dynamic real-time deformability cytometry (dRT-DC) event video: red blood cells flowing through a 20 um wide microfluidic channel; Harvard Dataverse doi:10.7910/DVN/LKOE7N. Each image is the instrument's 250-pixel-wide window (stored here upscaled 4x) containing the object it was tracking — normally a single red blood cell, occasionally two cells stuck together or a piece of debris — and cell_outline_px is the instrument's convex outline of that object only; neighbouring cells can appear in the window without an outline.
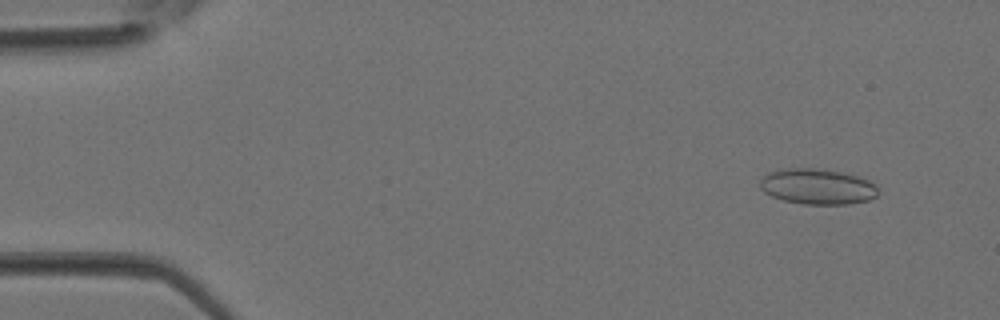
{"species": "Egyptian fruit bat (a non-hibernating species)", "species_latin": "Rousettus aegyptiacus", "temperature_condition": "room temperature", "stored_images_in_passage": 37, "camera_frame_rate_fps": 3000, "um_per_image_px": 0.085, "animal": {"sex": "female"}, "frame": {"image": 1, "passage_image": 3, "time_ms": 0.667, "image_size_px": [1000, 320], "cell_outline_px": [[876, 196], [868, 200], [848, 204], [804, 204], [784, 200], [772, 196], [764, 192], [760, 188], [760, 180], [768, 172], [788, 168], [812, 168], [840, 172], [872, 180], [876, 184]], "centroid_in_image_um": [69.47, 15.86], "position_along_channel_um": 15.5, "area_um2": 24.33}}
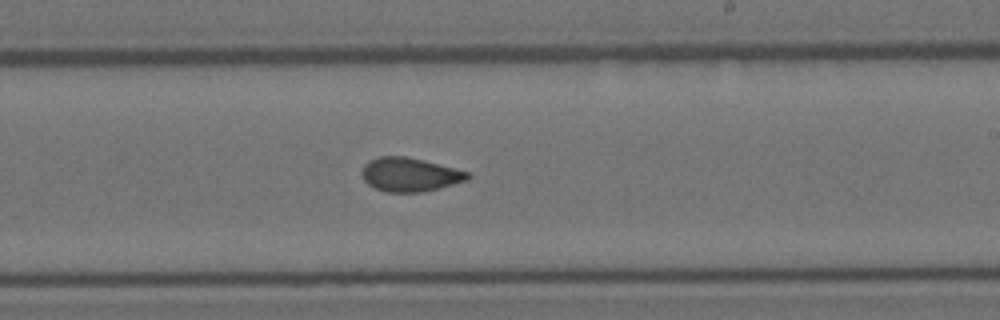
{"frame": {"image": 2, "passage_image": 22, "time_ms": 7.0, "image_size_px": [1000, 320], "cell_outline_px": [[472, 176], [468, 180], [440, 188], [420, 192], [384, 192], [368, 184], [364, 180], [364, 164], [368, 160], [380, 156], [404, 156], [424, 160], [468, 172]], "centroid_in_image_um": [34.85, 14.84], "position_along_channel_um": 254.1, "area_um2": 20.69}}
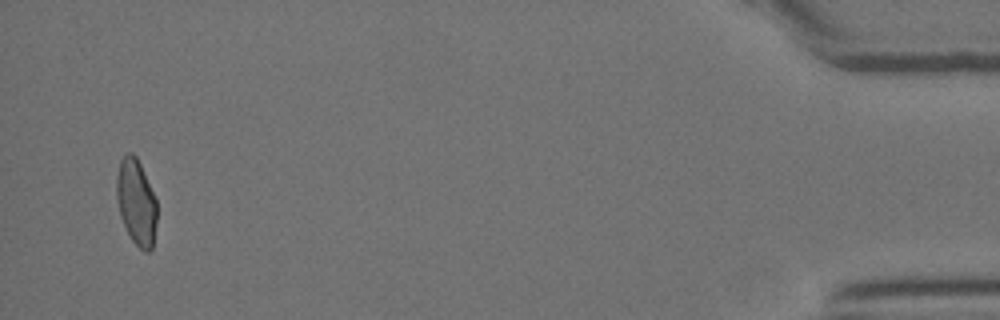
{"frame": {"image": 3, "passage_image": 36, "time_ms": 11.667, "image_size_px": [1000, 320], "cell_outline_px": [[156, 220], [152, 248], [148, 252], [144, 252], [132, 240], [120, 216], [116, 196], [116, 176], [120, 160], [128, 152], [132, 152], [136, 156], [140, 164], [156, 200]], "centroid_in_image_um": [11.56, 17.17], "position_along_channel_um": 423.6, "area_um2": 19.94}}